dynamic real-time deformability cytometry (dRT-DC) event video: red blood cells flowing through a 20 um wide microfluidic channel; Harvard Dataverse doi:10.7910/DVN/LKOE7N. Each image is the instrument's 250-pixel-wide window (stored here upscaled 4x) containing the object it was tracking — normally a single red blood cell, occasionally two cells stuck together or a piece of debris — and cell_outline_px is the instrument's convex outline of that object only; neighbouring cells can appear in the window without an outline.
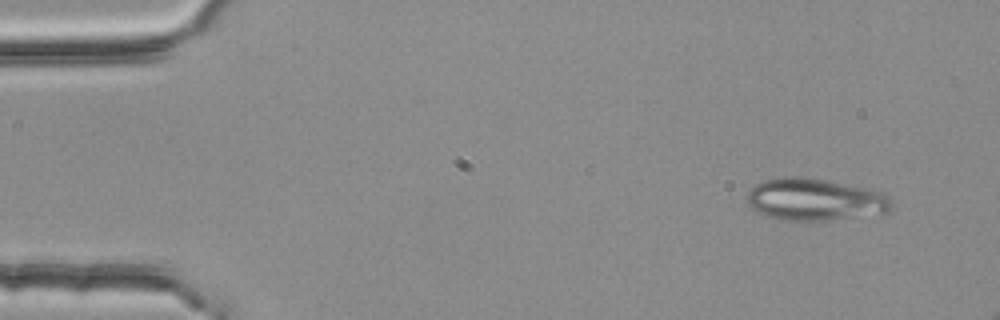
{"species": "common noctule bat (a hibernating species)", "species_latin": "Nyctalus noctula", "temperature_condition": "room temperature", "stored_images_in_passage": 3, "camera_frame_rate_fps": 3000, "um_per_image_px": 0.085, "animal": {"sex": "female", "body_mass_g": 25.1}, "frame": {"image": 1, "passage_image": 1, "time_ms": 0.0, "image_size_px": [1000, 320], "cell_outline_px": [[892, 208], [888, 212], [828, 220], [780, 220], [764, 216], [756, 212], [748, 204], [744, 196], [756, 184], [764, 180], [784, 176], [804, 176], [868, 188], [884, 192], [892, 200]], "centroid_in_image_um": [69.23, 16.95], "position_along_channel_um": 15.8, "area_um2": 35.78}}